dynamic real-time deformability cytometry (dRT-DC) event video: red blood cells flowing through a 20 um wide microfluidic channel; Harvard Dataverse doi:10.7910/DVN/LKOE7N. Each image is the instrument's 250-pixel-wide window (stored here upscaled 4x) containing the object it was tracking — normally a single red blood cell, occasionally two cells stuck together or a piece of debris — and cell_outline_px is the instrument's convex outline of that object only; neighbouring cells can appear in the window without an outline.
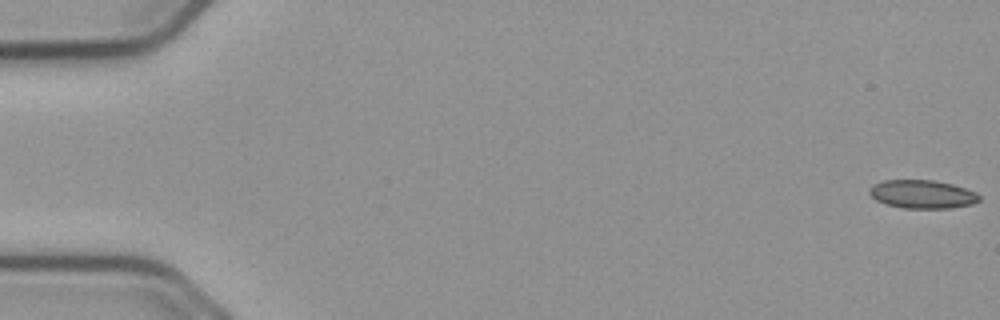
{"species": "common noctule bat (a hibernating species)", "species_latin": "Nyctalus noctula", "temperature_condition": "cold", "stored_images_in_passage": 56, "camera_frame_rate_fps": 3000, "um_per_image_px": 0.085, "animal": {"sex": "male", "body_mass_g": 23.1, "forearm_length_mm": 52.7}, "frame": {"image": 1, "passage_image": 1, "time_ms": 0.0, "image_size_px": [1000, 320], "cell_outline_px": [[980, 200], [972, 204], [952, 208], [904, 208], [884, 204], [876, 200], [868, 192], [876, 184], [884, 180], [932, 180], [952, 184], [976, 192], [980, 196]], "centroid_in_image_um": [78.42, 16.52], "position_along_channel_um": 6.6, "area_um2": 18.03}}
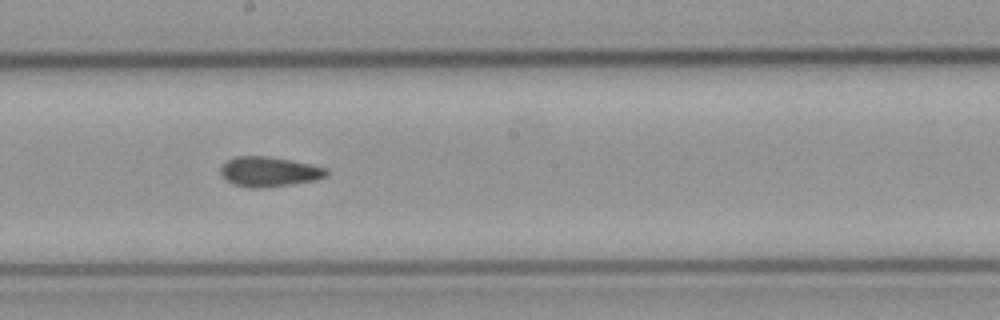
{"frame": {"image": 2, "passage_image": 31, "time_ms": 10.0, "image_size_px": [1000, 320], "cell_outline_px": [[328, 176], [316, 180], [268, 188], [248, 188], [236, 184], [220, 176], [220, 168], [228, 160], [236, 156], [268, 156], [292, 160], [328, 168]], "centroid_in_image_um": [22.9, 14.6], "position_along_channel_um": 225.3, "area_um2": 18.61}}
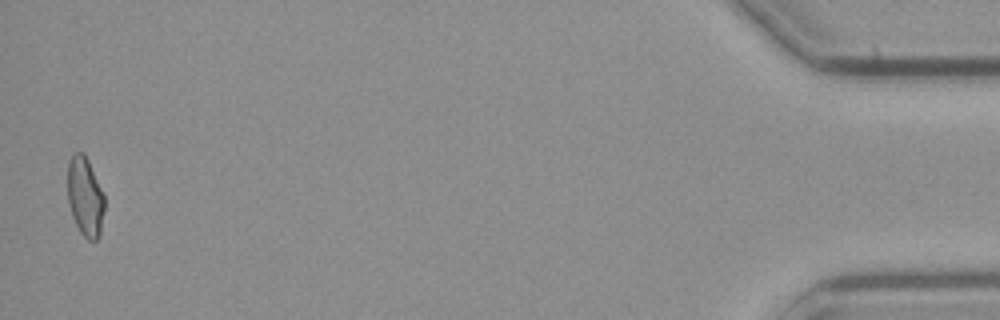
{"frame": {"image": 3, "passage_image": 55, "time_ms": 18.0, "image_size_px": [1000, 320], "cell_outline_px": [[104, 208], [100, 236], [96, 240], [88, 240], [80, 232], [72, 216], [68, 204], [68, 160], [72, 152], [84, 152], [88, 160], [104, 196]], "centroid_in_image_um": [7.22, 16.71], "position_along_channel_um": 428.0, "area_um2": 17.05}, "authors_computed_cell_mechanics": {"area_um2": 18.2359, "velocity_mm_per_s": 3.7348, "shape_relaxation_time_tau1_ms": null, "shape_relaxation_time_tau2_ms": 8.0499, "deformation_change_tau1": null, "deformation_change_tau2": 0.1409}}